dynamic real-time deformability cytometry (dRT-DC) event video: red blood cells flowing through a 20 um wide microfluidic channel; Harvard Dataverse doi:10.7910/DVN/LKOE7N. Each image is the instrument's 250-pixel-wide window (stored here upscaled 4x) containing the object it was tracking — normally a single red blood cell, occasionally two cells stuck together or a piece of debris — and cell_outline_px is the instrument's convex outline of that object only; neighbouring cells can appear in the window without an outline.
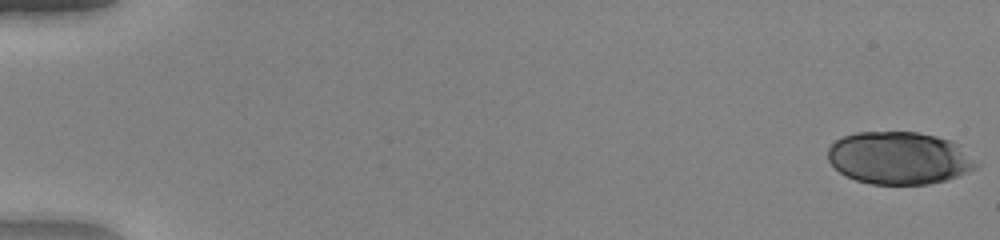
{"species": "human", "species_latin": "Homo sapiens", "temperature_condition": "warm", "stored_images_in_passage": 51, "camera_frame_rate_fps": 3000, "um_per_image_px": 0.085, "donor": {"sex": "female"}, "frame": {"image": 1, "passage_image": 1, "time_ms": 0.0, "image_size_px": [1000, 240], "cell_outline_px": [[980, 164], [976, 168], [968, 172], [948, 180], [928, 184], [872, 184], [856, 180], [840, 172], [828, 160], [828, 148], [836, 140], [844, 136], [856, 132], [916, 132], [936, 136], [952, 140], [960, 144]], "centroid_in_image_um": [76.48, 13.43], "position_along_channel_um": 8.5, "area_um2": 45.66}}
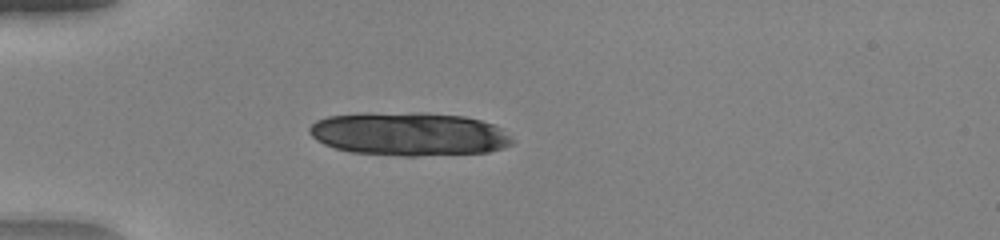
{"frame": {"image": 2, "passage_image": 16, "time_ms": 5.0, "image_size_px": [1000, 240], "cell_outline_px": [[516, 140], [512, 144], [504, 148], [488, 152], [416, 156], [400, 156], [352, 152], [336, 148], [324, 144], [316, 140], [308, 132], [308, 128], [316, 120], [328, 116], [364, 112], [428, 112], [464, 116], [496, 124], [504, 128]], "centroid_in_image_um": [34.82, 11.37], "position_along_channel_um": 50.2, "area_um2": 52.37}}